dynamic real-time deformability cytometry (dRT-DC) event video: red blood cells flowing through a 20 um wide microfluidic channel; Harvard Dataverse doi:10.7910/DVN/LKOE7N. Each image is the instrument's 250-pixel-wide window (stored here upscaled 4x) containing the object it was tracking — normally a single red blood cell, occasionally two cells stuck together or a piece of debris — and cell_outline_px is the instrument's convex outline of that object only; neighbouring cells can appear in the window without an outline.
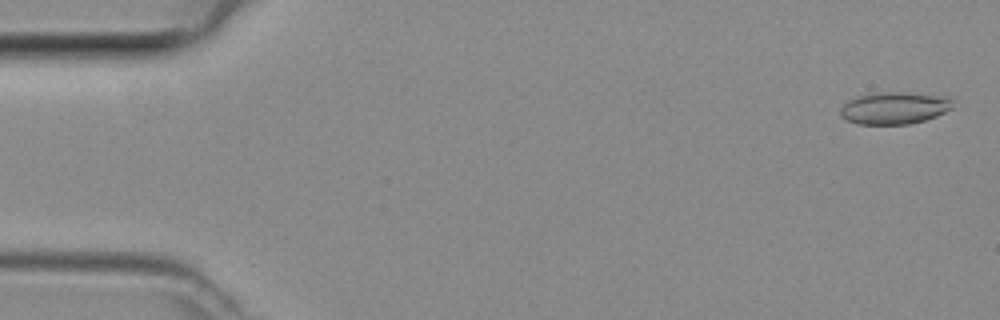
{"species": "common noctule bat (a hibernating species)", "species_latin": "Nyctalus noctula", "temperature_condition": "room temperature", "stored_images_in_passage": 49, "camera_frame_rate_fps": 3000, "um_per_image_px": 0.085, "animal": {"sex": "female", "body_mass_g": 29.2, "forearm_length_mm": 56.3}, "frame": {"image": 1, "passage_image": 2, "time_ms": 0.333, "image_size_px": [1000, 320], "cell_outline_px": [[952, 108], [936, 116], [924, 120], [908, 124], [856, 124], [844, 120], [840, 116], [840, 108], [848, 100], [856, 96], [880, 92], [900, 92], [948, 96], [952, 100]], "centroid_in_image_um": [75.98, 9.18], "position_along_channel_um": 9.0, "area_um2": 21.15}}
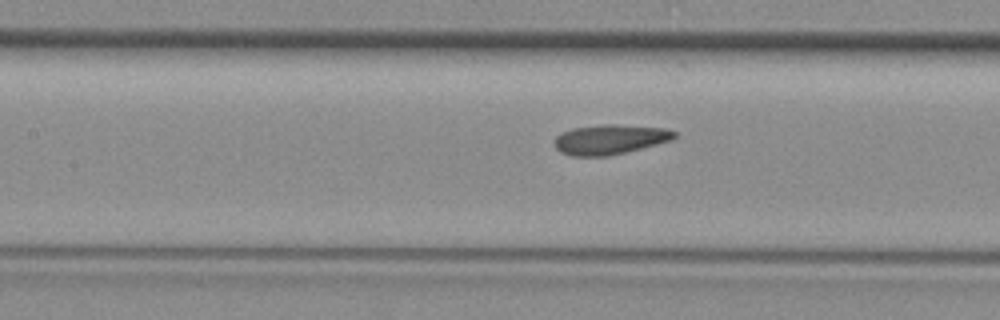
{"frame": {"image": 2, "passage_image": 23, "time_ms": 7.333, "image_size_px": [1000, 320], "cell_outline_px": [[676, 136], [672, 140], [608, 156], [572, 156], [560, 152], [556, 148], [556, 136], [572, 128], [608, 124], [616, 124], [664, 128], [676, 132]], "centroid_in_image_um": [51.85, 11.85], "position_along_channel_um": 155.6, "area_um2": 20.52}}
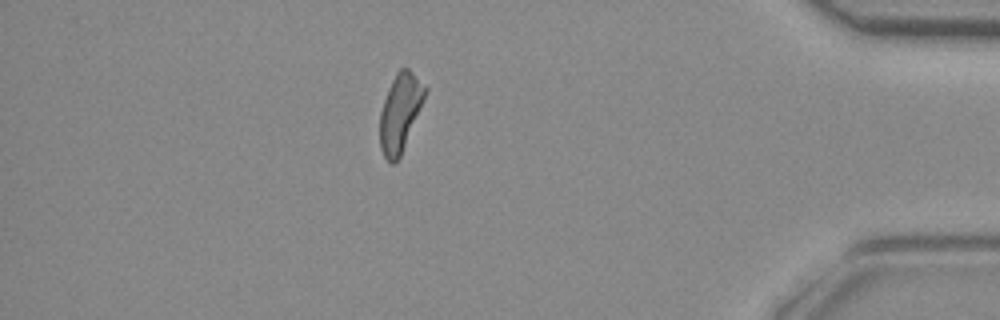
{"frame": {"image": 3, "passage_image": 43, "time_ms": 14.0, "image_size_px": [1000, 320], "cell_outline_px": [[428, 88], [400, 156], [392, 164], [384, 156], [380, 148], [380, 112], [388, 88], [396, 72], [400, 68], [408, 68]], "centroid_in_image_um": [33.99, 9.53], "position_along_channel_um": 401.2, "area_um2": 19.94}}